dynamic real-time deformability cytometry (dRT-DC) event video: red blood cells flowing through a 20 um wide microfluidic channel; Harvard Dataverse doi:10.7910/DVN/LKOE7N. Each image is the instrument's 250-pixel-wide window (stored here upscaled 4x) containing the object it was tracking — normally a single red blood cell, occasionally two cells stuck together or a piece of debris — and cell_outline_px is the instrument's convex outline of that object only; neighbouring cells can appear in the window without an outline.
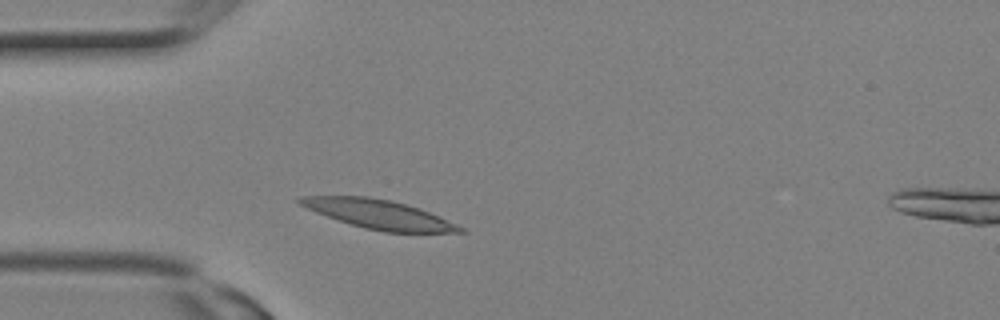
{"species": "Egyptian fruit bat (a non-hibernating species)", "species_latin": "Rousettus aegyptiacus", "temperature_condition": "room temperature", "stored_images_in_passage": 2, "segment_of_instrument_passage": [1, 2], "camera_frame_rate_fps": 3000, "um_per_image_px": 0.085, "animal": {"sex": "female"}, "frame": {"image": 1, "passage_image": 1, "time_ms": 0.0, "image_size_px": [1000, 320], "cell_outline_px": [[468, 232], [384, 232], [364, 228], [316, 212], [300, 204], [296, 200], [300, 196], [368, 196], [392, 200], [420, 208], [456, 224], [464, 228]], "centroid_in_image_um": [32.21, 18.2], "position_along_channel_um": 52.8, "area_um2": 26.7}}